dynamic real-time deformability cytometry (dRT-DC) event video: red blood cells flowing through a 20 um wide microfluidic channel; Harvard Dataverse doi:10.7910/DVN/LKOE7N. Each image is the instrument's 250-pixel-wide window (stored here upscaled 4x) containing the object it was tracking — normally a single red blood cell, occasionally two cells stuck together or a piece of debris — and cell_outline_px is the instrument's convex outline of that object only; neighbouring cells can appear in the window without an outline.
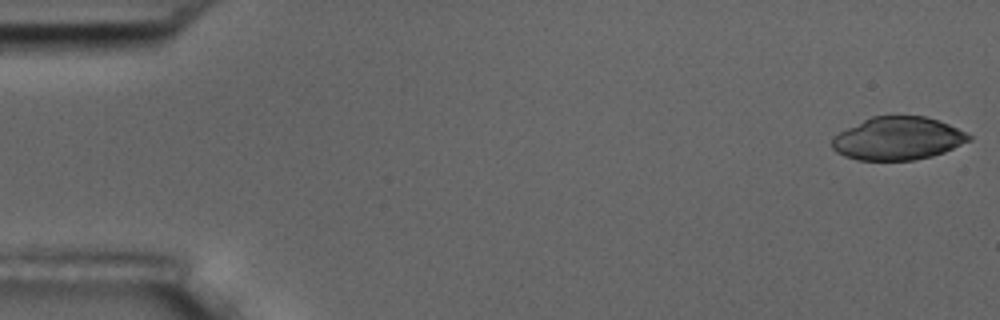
{"species": "common noctule bat (a hibernating species)", "species_latin": "Nyctalus noctula", "temperature_condition": "room temperature", "stored_images_in_passage": 55, "camera_frame_rate_fps": 3000, "um_per_image_px": 0.085, "animal": {"sex": "male", "body_mass_g": 17.5, "forearm_length_mm": 52.3}, "frame": {"image": 1, "passage_image": 1, "time_ms": 0.0, "image_size_px": [1000, 320], "cell_outline_px": [[972, 140], [944, 152], [932, 156], [912, 160], [856, 160], [844, 156], [836, 152], [832, 148], [832, 140], [840, 132], [872, 116], [924, 116], [948, 124], [972, 136]], "centroid_in_image_um": [76.32, 11.78], "position_along_channel_um": 8.7, "area_um2": 33.93}}